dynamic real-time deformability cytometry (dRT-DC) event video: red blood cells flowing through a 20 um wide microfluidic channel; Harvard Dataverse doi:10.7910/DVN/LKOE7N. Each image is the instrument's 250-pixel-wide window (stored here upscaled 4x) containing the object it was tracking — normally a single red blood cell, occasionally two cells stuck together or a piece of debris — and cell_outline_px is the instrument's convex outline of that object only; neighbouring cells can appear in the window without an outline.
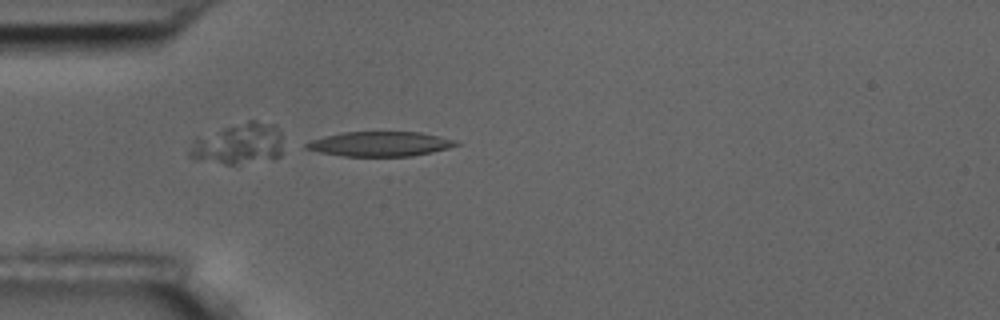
{"species": "common noctule bat (a hibernating species)", "species_latin": "Nyctalus noctula", "temperature_condition": "room temperature", "stored_images_in_passage": 4, "camera_frame_rate_fps": 3000, "um_per_image_px": 0.085, "animal": {"sex": "male", "body_mass_g": 17.5, "forearm_length_mm": 52.3}, "frame": {"image": 1, "passage_image": 4, "time_ms": 3.333, "image_size_px": [1000, 320], "cell_outline_px": [[460, 144], [448, 148], [432, 152], [412, 156], [344, 156], [320, 152], [304, 148], [304, 144], [312, 140], [324, 136], [340, 132], [420, 132], [440, 136], [456, 140]], "centroid_in_image_um": [32.3, 12.23], "position_along_channel_um": 52.7, "area_um2": 21.56}}